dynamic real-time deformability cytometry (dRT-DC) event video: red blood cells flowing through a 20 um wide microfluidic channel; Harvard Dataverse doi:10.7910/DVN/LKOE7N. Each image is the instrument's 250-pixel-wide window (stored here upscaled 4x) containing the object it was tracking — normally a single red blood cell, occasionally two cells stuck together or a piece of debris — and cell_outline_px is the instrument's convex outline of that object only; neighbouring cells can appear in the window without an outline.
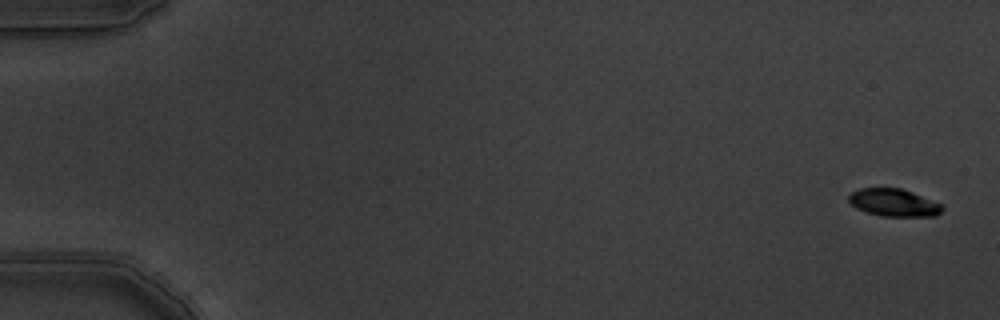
{"species": "common noctule bat (a hibernating species)", "species_latin": "Nyctalus noctula", "temperature_condition": "warm", "stored_images_in_passage": 7, "camera_frame_rate_fps": 3000, "um_per_image_px": 0.085, "animal": {"sex": "male", "body_mass_g": 19.5, "forearm_length_mm": 54.6}, "frame": {"image": 1, "passage_image": 1, "time_ms": 0.0, "image_size_px": [1000, 320], "cell_outline_px": [[944, 208], [936, 216], [880, 216], [856, 208], [848, 200], [848, 196], [852, 192], [860, 188], [900, 188], [912, 192], [944, 204]], "centroid_in_image_um": [76.0, 17.22], "position_along_channel_um": 9.0, "area_um2": 15.03}}
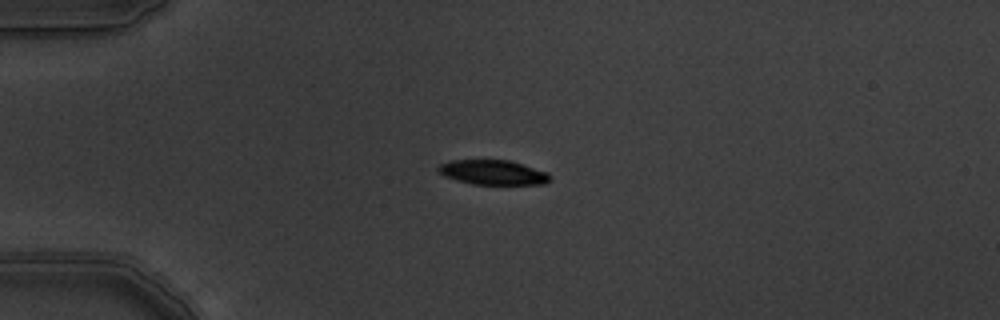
{"frame": {"image": 2, "passage_image": 5, "time_ms": 1.333, "image_size_px": [1000, 320], "cell_outline_px": [[552, 180], [544, 184], [472, 184], [456, 180], [444, 176], [436, 168], [440, 164], [448, 160], [508, 160], [548, 172], [552, 176]], "centroid_in_image_um": [41.91, 14.65], "position_along_channel_um": 43.1, "area_um2": 16.13}}